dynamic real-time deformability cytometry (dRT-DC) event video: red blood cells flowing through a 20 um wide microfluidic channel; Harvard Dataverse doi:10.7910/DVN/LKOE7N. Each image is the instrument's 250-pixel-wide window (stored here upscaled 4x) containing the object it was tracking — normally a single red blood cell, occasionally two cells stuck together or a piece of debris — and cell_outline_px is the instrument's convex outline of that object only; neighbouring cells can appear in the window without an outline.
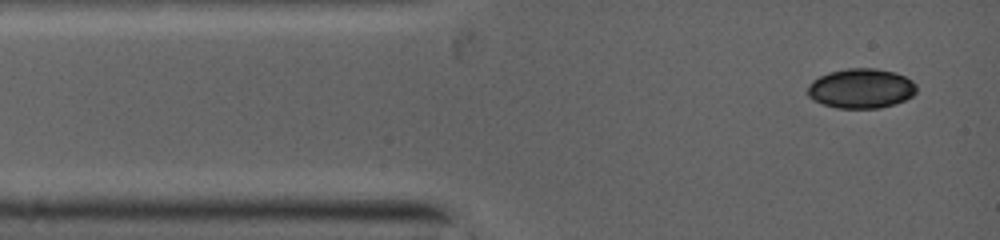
{"species": "common noctule bat (a hibernating species)", "species_latin": "Nyctalus noctula", "temperature_condition": "warm", "stored_images_in_passage": 47, "camera_frame_rate_fps": 5000, "um_per_image_px": 0.085, "animal": {"sex": "female", "body_mass_g": 19.0, "forearm_length_mm": 53.3}, "frame": {"image": 1, "passage_image": 1, "time_ms": 0.0, "image_size_px": [1000, 240], "cell_outline_px": [[916, 92], [912, 96], [896, 104], [880, 108], [836, 108], [812, 100], [808, 96], [808, 84], [812, 80], [828, 72], [848, 68], [876, 68], [896, 72], [912, 80], [916, 84]], "centroid_in_image_um": [73.19, 7.51], "position_along_channel_um": 11.8, "area_um2": 25.43}}
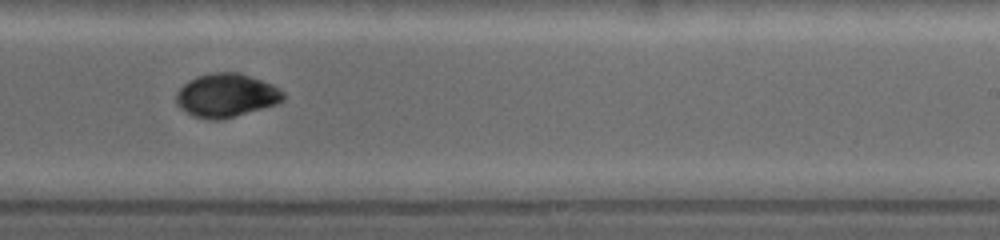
{"frame": {"image": 2, "passage_image": 27, "time_ms": 6.8, "image_size_px": [1000, 240], "cell_outline_px": [[284, 96], [276, 104], [232, 116], [216, 120], [196, 116], [188, 112], [176, 100], [176, 96], [180, 88], [184, 84], [200, 76], [212, 72], [236, 72], [260, 80], [284, 92]], "centroid_in_image_um": [19.23, 8.09], "position_along_channel_um": 269.8, "area_um2": 25.84}}
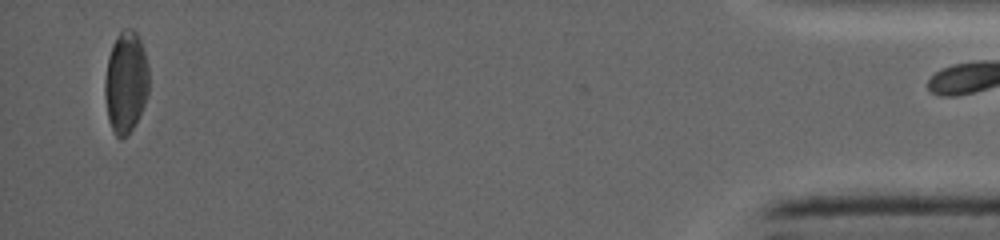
{"frame": {"image": 3, "passage_image": 46, "time_ms": 12.8, "image_size_px": [1000, 240], "cell_outline_px": [[148, 92], [144, 104], [132, 128], [124, 136], [116, 136], [112, 128], [108, 116], [104, 96], [104, 80], [108, 56], [112, 44], [116, 36], [124, 28], [132, 28], [136, 32], [140, 40], [144, 52], [148, 68]], "centroid_in_image_um": [10.67, 6.92], "position_along_channel_um": 424.5, "area_um2": 25.78}}